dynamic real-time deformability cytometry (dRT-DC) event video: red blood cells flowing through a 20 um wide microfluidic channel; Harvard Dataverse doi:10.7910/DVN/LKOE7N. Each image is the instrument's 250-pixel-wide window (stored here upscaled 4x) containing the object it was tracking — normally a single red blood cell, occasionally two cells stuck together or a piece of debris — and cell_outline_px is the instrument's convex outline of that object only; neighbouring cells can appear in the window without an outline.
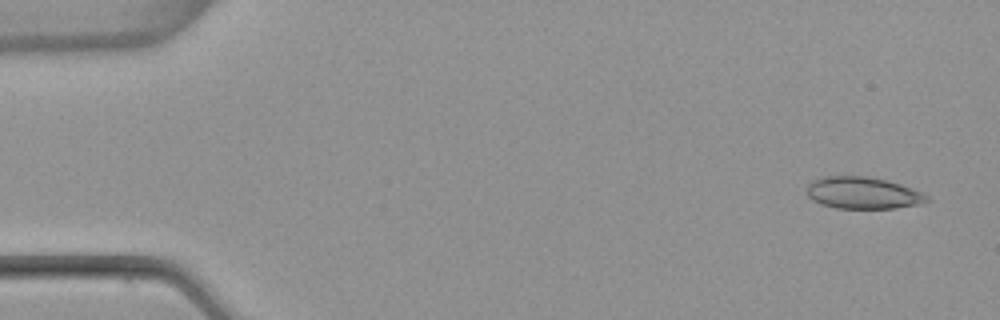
{"species": "common noctule bat (a hibernating species)", "species_latin": "Nyctalus noctula", "temperature_condition": "warm", "stored_images_in_passage": 5, "camera_frame_rate_fps": 3000, "um_per_image_px": 0.085, "animal": {"sex": "female", "body_mass_g": 22.7, "forearm_length_mm": 54.2}, "frame": {"image": 1, "passage_image": 1, "time_ms": 0.0, "image_size_px": [1000, 320], "cell_outline_px": [[932, 200], [920, 204], [896, 208], [836, 208], [812, 200], [808, 196], [808, 184], [812, 180], [824, 176], [868, 176], [888, 180], [912, 188], [928, 196]], "centroid_in_image_um": [73.37, 16.39], "position_along_channel_um": 11.6, "area_um2": 22.31}}